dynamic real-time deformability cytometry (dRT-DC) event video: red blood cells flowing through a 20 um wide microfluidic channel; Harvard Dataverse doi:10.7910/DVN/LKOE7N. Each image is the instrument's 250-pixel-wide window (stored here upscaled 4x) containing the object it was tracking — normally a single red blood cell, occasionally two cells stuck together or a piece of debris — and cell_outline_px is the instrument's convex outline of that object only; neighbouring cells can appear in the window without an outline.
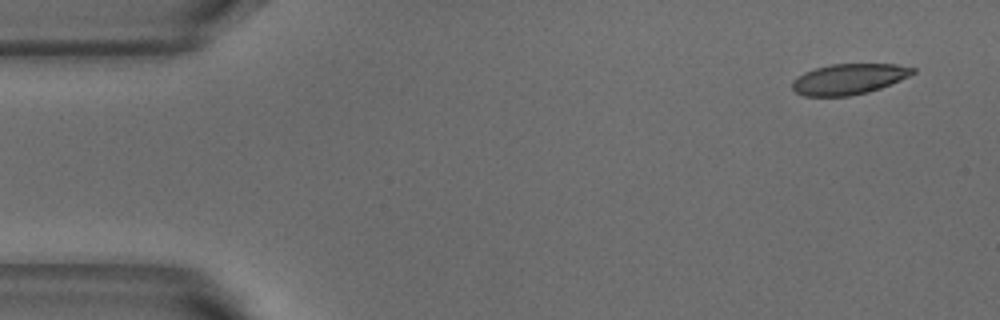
{"species": "common noctule bat (a hibernating species)", "species_latin": "Nyctalus noctula", "temperature_condition": "warm", "stored_images_in_passage": 2, "camera_frame_rate_fps": 3000, "um_per_image_px": 0.085, "animal": {"sex": "male", "body_mass_g": 18.8}, "frame": {"image": 1, "passage_image": 1, "time_ms": 0.0, "image_size_px": [1000, 320], "cell_outline_px": [[916, 72], [900, 80], [880, 88], [868, 92], [848, 96], [804, 96], [796, 92], [792, 88], [792, 80], [804, 72], [816, 68], [832, 64], [896, 64], [916, 68]], "centroid_in_image_um": [72.14, 6.72], "position_along_channel_um": 12.9, "area_um2": 21.44}}